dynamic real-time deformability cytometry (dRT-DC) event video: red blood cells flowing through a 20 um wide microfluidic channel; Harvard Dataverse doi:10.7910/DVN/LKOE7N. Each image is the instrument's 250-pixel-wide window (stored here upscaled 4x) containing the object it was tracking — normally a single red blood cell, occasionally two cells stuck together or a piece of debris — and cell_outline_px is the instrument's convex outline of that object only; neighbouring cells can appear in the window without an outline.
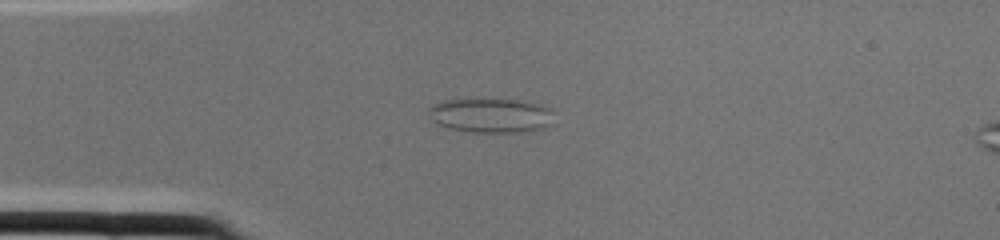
{"species": "common noctule bat (a hibernating species)", "species_latin": "Nyctalus noctula", "temperature_condition": "cold", "stored_images_in_passage": 2, "camera_frame_rate_fps": 3000, "um_per_image_px": 0.085, "animal": {"sex": "female", "body_mass_g": 22.0, "forearm_length_mm": 56.7}, "frame": {"image": 1, "passage_image": 1, "time_ms": 0.0, "image_size_px": [1000, 240], "cell_outline_px": [[556, 124], [548, 128], [532, 132], [468, 132], [448, 128], [436, 124], [428, 116], [428, 108], [432, 104], [444, 100], [524, 100], [540, 104], [552, 108]], "centroid_in_image_um": [41.82, 9.84], "position_along_channel_um": 43.2, "area_um2": 25.95}}